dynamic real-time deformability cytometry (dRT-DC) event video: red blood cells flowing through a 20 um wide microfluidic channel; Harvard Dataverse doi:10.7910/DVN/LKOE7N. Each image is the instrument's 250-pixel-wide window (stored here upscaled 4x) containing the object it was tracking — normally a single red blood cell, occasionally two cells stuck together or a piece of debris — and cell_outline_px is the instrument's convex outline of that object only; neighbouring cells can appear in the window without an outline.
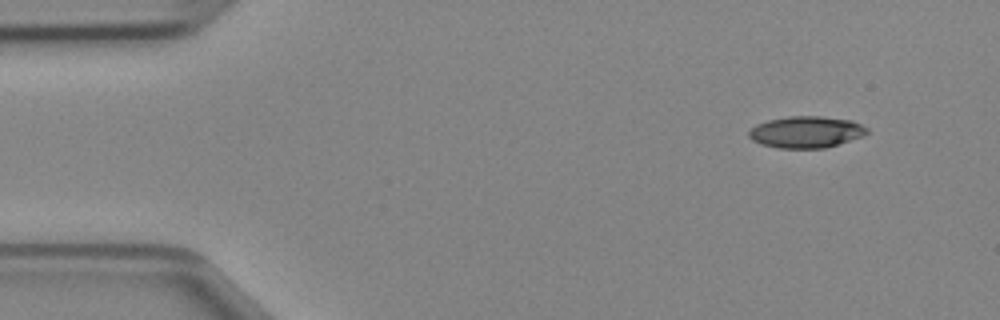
{"species": "Egyptian fruit bat (a non-hibernating species)", "species_latin": "Rousettus aegyptiacus", "temperature_condition": "cold", "stored_images_in_passage": 43, "camera_frame_rate_fps": 3000, "um_per_image_px": 0.085, "animal": {"sex": "female"}, "frame": {"image": 1, "passage_image": 1, "time_ms": 0.0, "image_size_px": [1000, 320], "cell_outline_px": [[868, 132], [860, 136], [824, 148], [776, 148], [760, 144], [752, 140], [748, 136], [748, 132], [756, 124], [768, 120], [788, 116], [820, 116], [852, 120], [868, 128]], "centroid_in_image_um": [68.46, 11.21], "position_along_channel_um": 16.5, "area_um2": 21.62}}
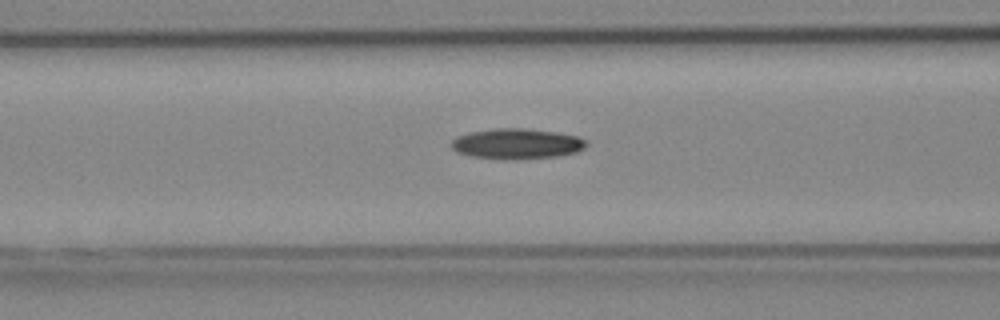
{"frame": {"image": 2, "passage_image": 15, "time_ms": 4.667, "image_size_px": [1000, 320], "cell_outline_px": [[588, 144], [584, 148], [576, 152], [556, 156], [516, 160], [500, 160], [472, 156], [456, 152], [448, 144], [456, 136], [468, 132], [496, 128], [524, 128], [556, 132], [580, 136], [588, 140]], "centroid_in_image_um": [43.91, 12.22], "position_along_channel_um": 122.7, "area_um2": 24.45}}
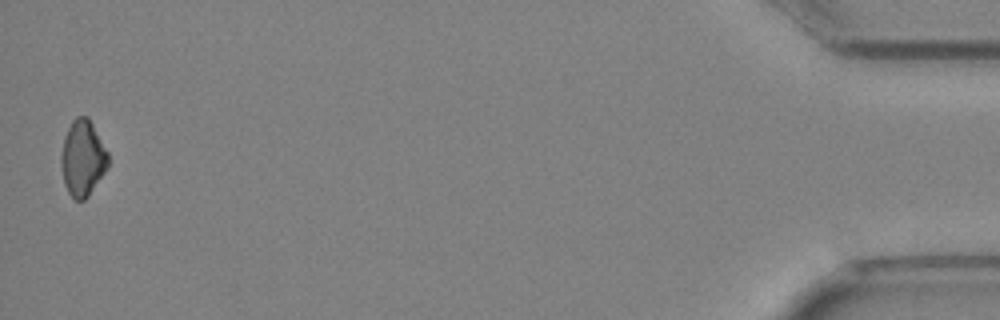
{"frame": {"image": 3, "passage_image": 43, "time_ms": 14.0, "image_size_px": [1000, 320], "cell_outline_px": [[108, 168], [88, 196], [84, 200], [76, 200], [68, 192], [64, 184], [60, 160], [60, 156], [64, 136], [72, 120], [76, 116], [88, 116], [108, 152]], "centroid_in_image_um": [7.02, 13.43], "position_along_channel_um": 428.2, "area_um2": 20.87}}